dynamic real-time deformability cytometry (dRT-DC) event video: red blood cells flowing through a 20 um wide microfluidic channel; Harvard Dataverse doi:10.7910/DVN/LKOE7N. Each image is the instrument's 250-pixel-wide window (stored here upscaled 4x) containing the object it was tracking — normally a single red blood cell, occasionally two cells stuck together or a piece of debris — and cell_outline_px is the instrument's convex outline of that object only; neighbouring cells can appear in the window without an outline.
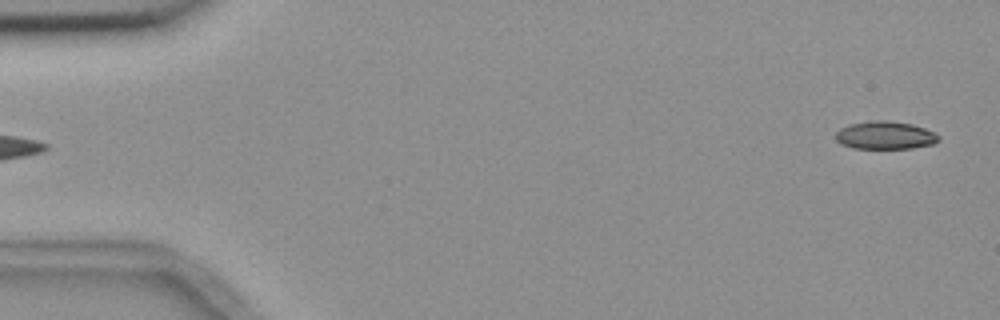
{"species": "common noctule bat (a hibernating species)", "species_latin": "Nyctalus noctula", "temperature_condition": "room temperature", "stored_images_in_passage": 5, "segment_of_instrument_passage": [2, 2], "camera_frame_rate_fps": 3000, "um_per_image_px": 0.085, "animal": {"sex": "female", "body_mass_g": 18.4}, "frame": {"image": 1, "passage_image": 5, "time_ms": 6.333, "image_size_px": [1000, 320], "cell_outline_px": [[940, 140], [932, 144], [912, 148], [852, 148], [840, 144], [836, 140], [836, 132], [840, 128], [848, 124], [872, 120], [888, 120], [912, 124], [924, 128], [940, 136]], "centroid_in_image_um": [75.21, 11.49], "position_along_channel_um": 9.8, "area_um2": 16.82}}